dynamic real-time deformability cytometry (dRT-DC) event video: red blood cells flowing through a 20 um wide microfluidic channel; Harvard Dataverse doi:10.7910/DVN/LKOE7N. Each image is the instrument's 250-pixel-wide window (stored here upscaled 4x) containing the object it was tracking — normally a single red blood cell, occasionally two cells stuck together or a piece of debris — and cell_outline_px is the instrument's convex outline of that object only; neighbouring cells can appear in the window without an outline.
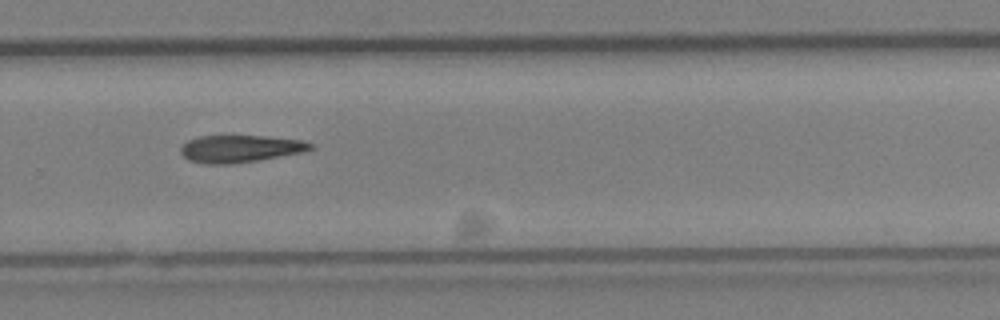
{"species": "Egyptian fruit bat (a non-hibernating species)", "species_latin": "Rousettus aegyptiacus", "temperature_condition": "cold", "stored_images_in_passage": 18, "camera_frame_rate_fps": 3000, "um_per_image_px": 0.085, "animal": {"sex": "female"}, "frame": {"image": 1, "passage_image": 13, "time_ms": 4.0, "image_size_px": [1000, 320], "cell_outline_px": [[316, 148], [304, 152], [260, 160], [228, 164], [204, 164], [188, 160], [180, 152], [180, 148], [188, 140], [200, 136], [264, 136], [300, 140], [316, 144]], "centroid_in_image_um": [20.45, 12.65], "position_along_channel_um": 309.3, "area_um2": 20.75}}
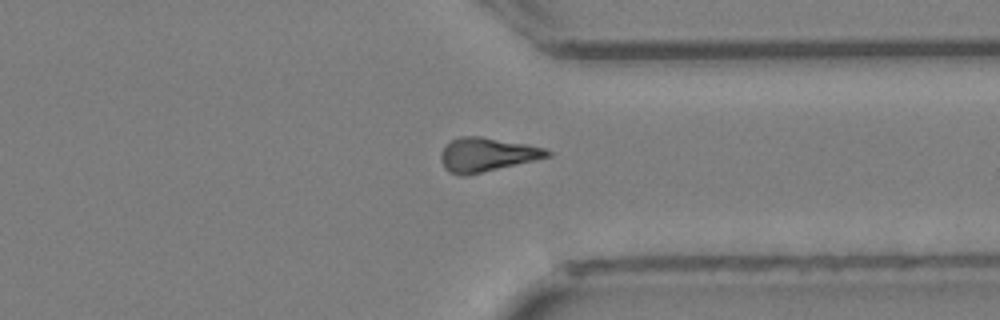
{"frame": {"image": 2, "passage_image": 16, "time_ms": 5.0, "image_size_px": [1000, 320], "cell_outline_px": [[552, 156], [464, 176], [448, 172], [444, 168], [440, 160], [440, 152], [452, 140], [460, 136], [480, 136], [528, 144], [544, 148], [552, 152]], "centroid_in_image_um": [41.37, 13.14], "position_along_channel_um": 370.0, "area_um2": 20.92}}